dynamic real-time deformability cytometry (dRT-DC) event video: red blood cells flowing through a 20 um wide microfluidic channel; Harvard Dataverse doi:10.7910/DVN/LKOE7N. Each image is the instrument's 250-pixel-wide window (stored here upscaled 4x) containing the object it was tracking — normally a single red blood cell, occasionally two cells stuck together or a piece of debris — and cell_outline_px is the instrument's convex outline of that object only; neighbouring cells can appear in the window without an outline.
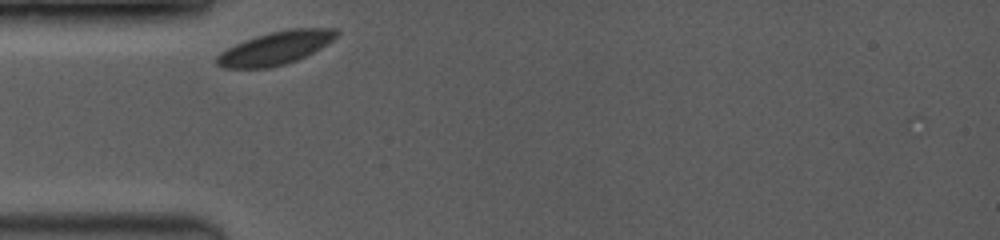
{"species": "common noctule bat (a hibernating species)", "species_latin": "Nyctalus noctula", "temperature_condition": "room temperature", "stored_images_in_passage": 20, "camera_frame_rate_fps": 3500, "um_per_image_px": 0.085, "animal": {"sex": "female", "body_mass_g": 19.0, "forearm_length_mm": 53.3}, "frame": {"image": 1, "passage_image": 2, "time_ms": 0.286, "image_size_px": [1000, 240], "cell_outline_px": [[340, 32], [332, 40], [320, 48], [296, 60], [284, 64], [268, 68], [220, 68], [216, 64], [216, 56], [220, 52], [244, 40], [256, 36], [288, 28], [336, 28]], "centroid_in_image_um": [23.39, 4.08], "position_along_channel_um": 61.6, "area_um2": 22.95}}
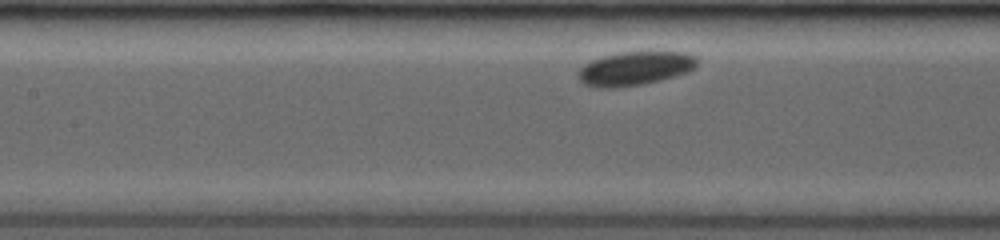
{"frame": {"image": 2, "passage_image": 12, "time_ms": 2.857, "image_size_px": [1000, 240], "cell_outline_px": [[700, 60], [696, 68], [688, 72], [676, 76], [660, 80], [640, 84], [616, 88], [600, 88], [584, 84], [576, 76], [580, 68], [584, 64], [592, 60], [604, 56], [620, 52], [684, 52], [696, 56]], "centroid_in_image_um": [54.0, 5.82], "position_along_channel_um": 153.4, "area_um2": 23.58}}
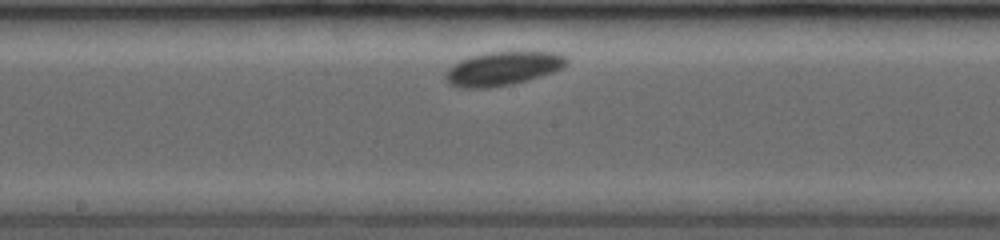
{"frame": {"image": 3, "passage_image": 18, "time_ms": 4.286, "image_size_px": [1000, 240], "cell_outline_px": [[568, 64], [552, 72], [528, 80], [512, 84], [488, 88], [456, 88], [448, 84], [444, 76], [444, 72], [452, 64], [460, 60], [472, 56], [488, 52], [556, 52], [568, 56]], "centroid_in_image_um": [42.7, 5.83], "position_along_channel_um": 205.5, "area_um2": 24.04}}